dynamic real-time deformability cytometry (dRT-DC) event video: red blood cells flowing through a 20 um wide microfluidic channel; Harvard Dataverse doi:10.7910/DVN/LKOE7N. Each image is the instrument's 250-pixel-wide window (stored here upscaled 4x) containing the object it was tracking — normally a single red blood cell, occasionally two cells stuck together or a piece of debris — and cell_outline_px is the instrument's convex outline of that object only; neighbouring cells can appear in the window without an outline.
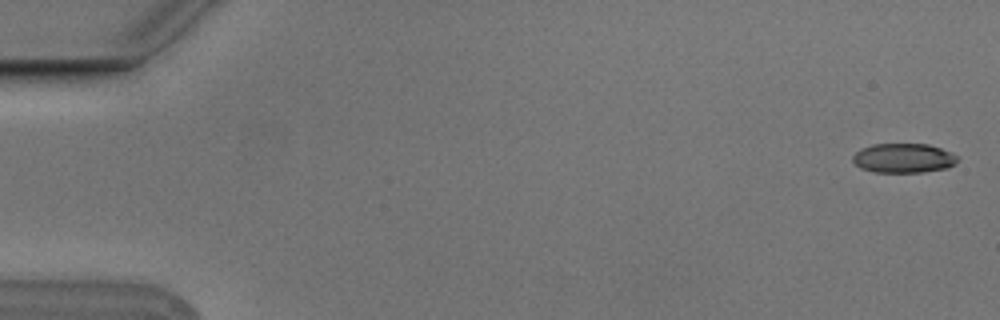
{"species": "Egyptian fruit bat (a non-hibernating species)", "species_latin": "Rousettus aegyptiacus", "temperature_condition": "cold", "stored_images_in_passage": 7, "camera_frame_rate_fps": 3000, "um_per_image_px": 0.085, "animal": {"sex": "male"}, "frame": {"image": 1, "passage_image": 1, "time_ms": 0.0, "image_size_px": [1000, 320], "cell_outline_px": [[956, 164], [948, 168], [924, 172], [872, 172], [860, 168], [852, 160], [852, 156], [860, 148], [872, 144], [928, 144], [952, 152], [956, 156]], "centroid_in_image_um": [76.78, 13.44], "position_along_channel_um": 8.2, "area_um2": 18.09}}